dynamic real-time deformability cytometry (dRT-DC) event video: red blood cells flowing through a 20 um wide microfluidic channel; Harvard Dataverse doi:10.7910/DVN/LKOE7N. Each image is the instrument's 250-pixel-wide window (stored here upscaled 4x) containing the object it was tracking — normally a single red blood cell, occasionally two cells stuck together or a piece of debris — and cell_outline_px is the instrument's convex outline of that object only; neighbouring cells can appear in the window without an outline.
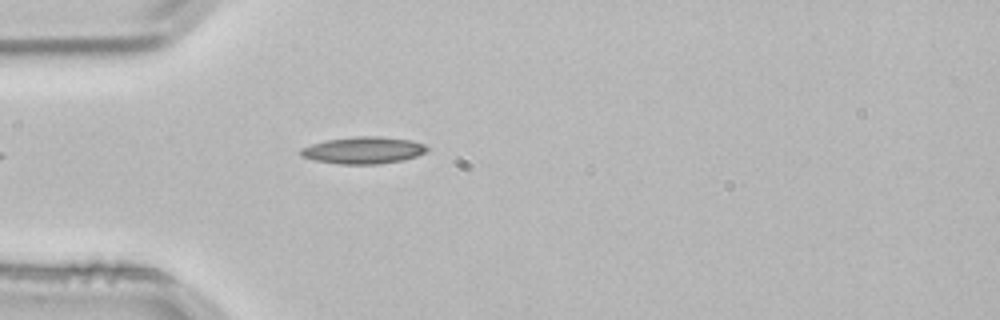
{"species": "common noctule bat (a hibernating species)", "species_latin": "Nyctalus noctula", "temperature_condition": "room temperature", "stored_images_in_passage": 3, "camera_frame_rate_fps": 3000, "um_per_image_px": 0.085, "animal": {"sex": "male", "body_mass_g": 21.5, "forearm_length_mm": 52.0}, "frame": {"image": 1, "passage_image": 3, "time_ms": 0.667, "image_size_px": [1000, 320], "cell_outline_px": [[428, 148], [424, 152], [416, 156], [400, 160], [380, 164], [340, 164], [316, 160], [300, 156], [300, 148], [324, 140], [356, 136], [380, 136], [408, 140], [424, 144]], "centroid_in_image_um": [30.84, 12.76], "position_along_channel_um": 54.2, "area_um2": 19.65}}